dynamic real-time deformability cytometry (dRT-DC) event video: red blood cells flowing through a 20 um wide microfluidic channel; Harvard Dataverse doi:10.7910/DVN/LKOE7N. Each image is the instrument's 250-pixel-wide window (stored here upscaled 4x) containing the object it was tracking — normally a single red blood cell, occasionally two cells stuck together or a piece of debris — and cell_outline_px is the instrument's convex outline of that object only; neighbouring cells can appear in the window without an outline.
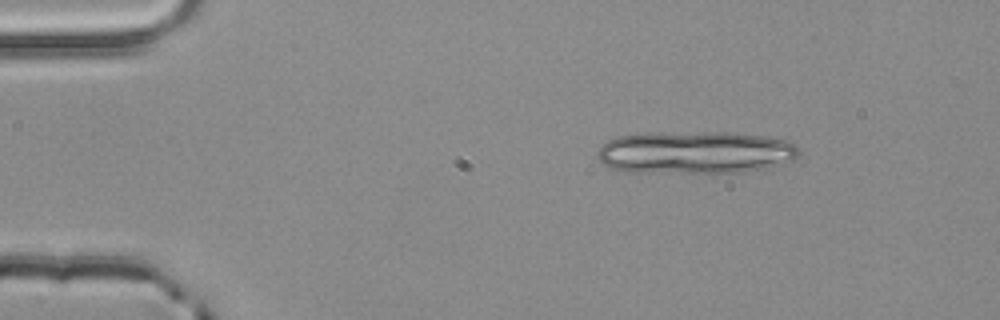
{"species": "common noctule bat (a hibernating species)", "species_latin": "Nyctalus noctula", "temperature_condition": "room temperature", "stored_images_in_passage": 4, "segment_of_instrument_passage": [1, 2], "camera_frame_rate_fps": 3000, "um_per_image_px": 0.085, "animal": {"sex": "male", "body_mass_g": 20.4}, "frame": {"image": 1, "passage_image": 1, "time_ms": 0.0, "image_size_px": [1000, 320], "cell_outline_px": [[800, 152], [792, 160], [764, 168], [740, 172], [628, 172], [612, 168], [604, 164], [596, 156], [596, 152], [608, 140], [616, 136], [644, 132], [728, 132], [768, 136], [788, 140], [796, 144], [800, 148]], "centroid_in_image_um": [59.08, 12.93], "position_along_channel_um": 25.9, "area_um2": 50.4}}